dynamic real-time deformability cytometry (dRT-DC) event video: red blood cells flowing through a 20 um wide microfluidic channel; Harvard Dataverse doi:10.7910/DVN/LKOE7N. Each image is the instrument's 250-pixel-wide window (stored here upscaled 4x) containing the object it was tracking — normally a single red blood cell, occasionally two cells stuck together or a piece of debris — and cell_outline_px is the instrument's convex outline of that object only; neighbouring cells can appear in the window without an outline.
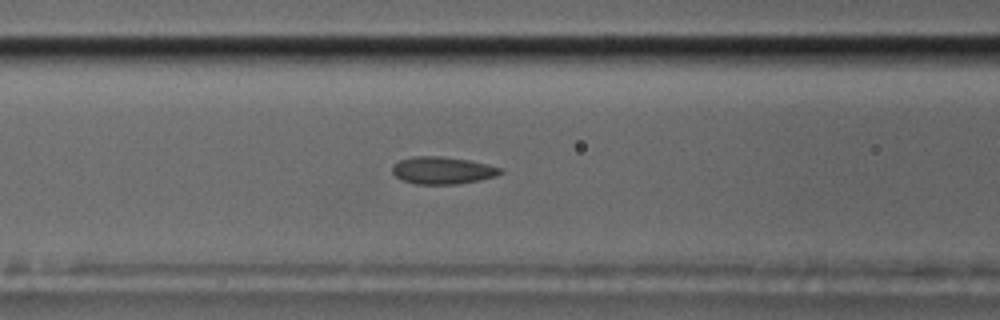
{"species": "common noctule bat (a hibernating species)", "species_latin": "Nyctalus noctula", "temperature_condition": "cold", "stored_images_in_passage": 56, "camera_frame_rate_fps": 3000, "um_per_image_px": 0.085, "animal": {"sex": "male", "body_mass_g": 17.5, "forearm_length_mm": 52.3}, "frame": {"image": 1, "passage_image": 23, "time_ms": 7.333, "image_size_px": [1000, 320], "cell_outline_px": [[504, 172], [496, 176], [480, 180], [456, 184], [416, 184], [400, 180], [392, 172], [392, 164], [400, 160], [412, 156], [440, 156], [468, 160], [488, 164], [504, 168]], "centroid_in_image_um": [37.62, 14.48], "position_along_channel_um": 129.0, "area_um2": 17.4}}
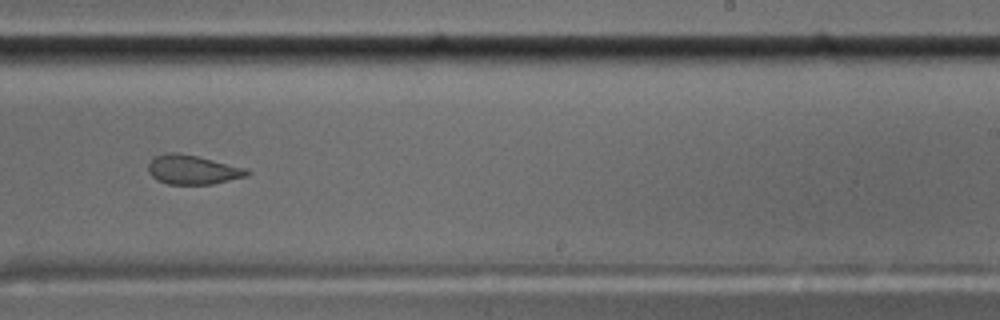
{"frame": {"image": 2, "passage_image": 35, "time_ms": 11.333, "image_size_px": [1000, 320], "cell_outline_px": [[252, 172], [248, 176], [212, 184], [168, 184], [156, 180], [148, 172], [148, 164], [156, 156], [164, 152], [180, 152], [248, 168]], "centroid_in_image_um": [16.4, 14.42], "position_along_channel_um": 272.6, "area_um2": 17.05}}
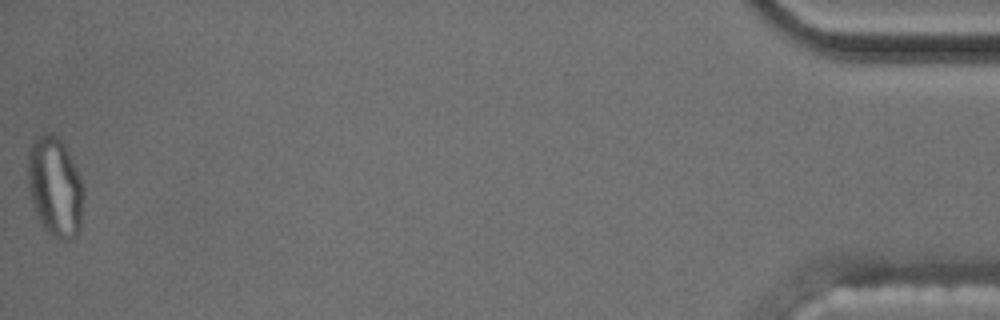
{"frame": {"image": 3, "passage_image": 56, "time_ms": 18.333, "image_size_px": [1000, 320], "cell_outline_px": [[84, 192], [80, 232], [72, 240], [60, 240], [52, 236], [44, 228], [36, 212], [28, 188], [28, 152], [32, 140], [36, 136], [44, 132], [52, 132], [64, 144], [80, 176], [84, 188]], "centroid_in_image_um": [4.69, 15.88], "position_along_channel_um": 430.5, "area_um2": 32.71}, "authors_computed_cell_mechanics": {"area_um2": 17.4556, "velocity_mm_per_s": 3.6086, "shape_relaxation_time_tau1_ms": null, "shape_relaxation_time_tau2_ms": 1.4876, "deformation_change_tau1": null, "deformation_change_tau2": 0.0664}}